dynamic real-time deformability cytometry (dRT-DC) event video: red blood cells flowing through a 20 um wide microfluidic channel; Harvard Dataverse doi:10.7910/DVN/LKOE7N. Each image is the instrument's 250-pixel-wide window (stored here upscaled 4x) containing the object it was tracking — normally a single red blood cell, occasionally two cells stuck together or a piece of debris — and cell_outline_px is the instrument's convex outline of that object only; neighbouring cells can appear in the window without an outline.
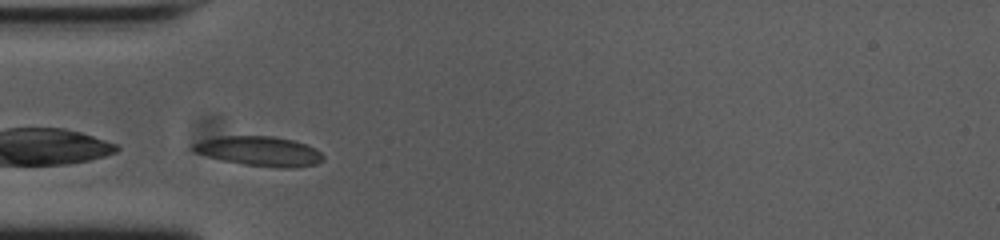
{"species": "common noctule bat (a hibernating species)", "species_latin": "Nyctalus noctula", "temperature_condition": "cold", "stored_images_in_passage": 35, "camera_frame_rate_fps": 3000, "um_per_image_px": 0.085, "animal": {"sex": "female", "body_mass_g": 23.0, "forearm_length_mm": 53.4}, "frame": {"image": 1, "passage_image": 1, "time_ms": 0.0, "image_size_px": [1000, 240], "cell_outline_px": [[324, 160], [316, 164], [296, 168], [280, 168], [244, 164], [224, 160], [208, 156], [196, 152], [192, 148], [192, 144], [204, 140], [220, 136], [272, 136], [292, 140], [316, 148], [324, 156]], "centroid_in_image_um": [22.11, 12.86], "position_along_channel_um": 62.9, "area_um2": 22.25}}
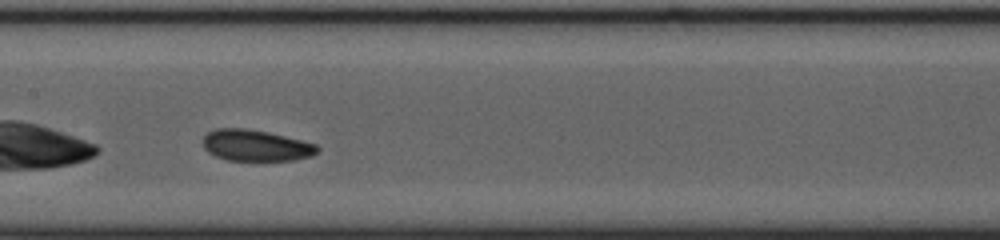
{"frame": {"image": 2, "passage_image": 11, "time_ms": 3.333, "image_size_px": [1000, 240], "cell_outline_px": [[320, 152], [312, 156], [292, 160], [228, 160], [216, 156], [208, 152], [204, 148], [204, 136], [208, 132], [216, 128], [244, 128], [268, 132], [316, 144], [320, 148]], "centroid_in_image_um": [21.76, 12.36], "position_along_channel_um": 185.6, "area_um2": 20.75}, "authors_computed_cell_mechanics": {"area_um2": 20.8658, "velocity_mm_per_s": 3.7106, "shape_relaxation_time_tau1_ms": 3.2111, "shape_relaxation_time_tau2_ms": 4.387, "deformation_change_tau1": 0.0751, "deformation_change_tau2": 0.1043}}